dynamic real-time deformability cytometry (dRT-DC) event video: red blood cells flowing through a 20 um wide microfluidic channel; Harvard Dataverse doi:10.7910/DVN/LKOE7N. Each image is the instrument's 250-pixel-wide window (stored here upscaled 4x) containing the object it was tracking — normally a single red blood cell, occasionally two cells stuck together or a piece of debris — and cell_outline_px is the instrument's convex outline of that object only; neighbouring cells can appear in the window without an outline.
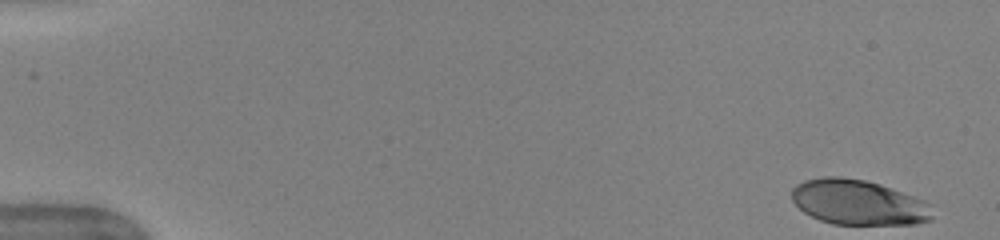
{"species": "human", "species_latin": "Homo sapiens", "temperature_condition": "warm", "stored_images_in_passage": 44, "camera_frame_rate_fps": 3000, "um_per_image_px": 0.085, "donor": {"sex": "female"}, "frame": {"image": 1, "passage_image": 1, "time_ms": 0.0, "image_size_px": [1000, 240], "cell_outline_px": [[932, 220], [916, 224], [832, 224], [820, 220], [804, 212], [792, 200], [792, 188], [796, 184], [804, 180], [824, 176], [840, 176], [864, 180], [880, 184], [924, 200], [928, 204], [932, 216]], "centroid_in_image_um": [72.93, 17.19], "position_along_channel_um": 12.1, "area_um2": 36.88}}
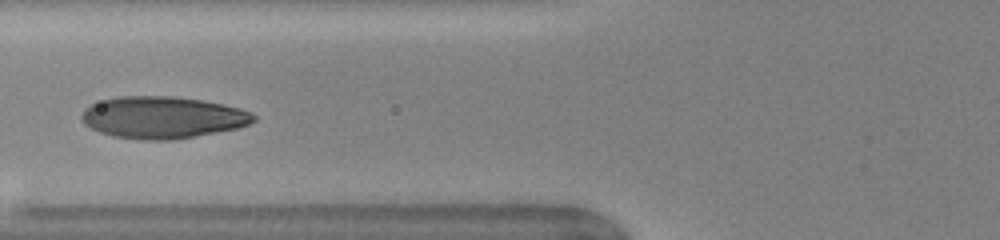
{"frame": {"image": 2, "passage_image": 20, "time_ms": 6.333, "image_size_px": [1000, 240], "cell_outline_px": [[256, 120], [248, 124], [236, 128], [172, 140], [140, 140], [112, 136], [100, 132], [84, 124], [80, 116], [92, 104], [116, 96], [172, 96], [204, 100], [224, 104], [240, 108], [252, 112], [256, 116]], "centroid_in_image_um": [13.84, 9.98], "position_along_channel_um": 112.0, "area_um2": 41.91}}
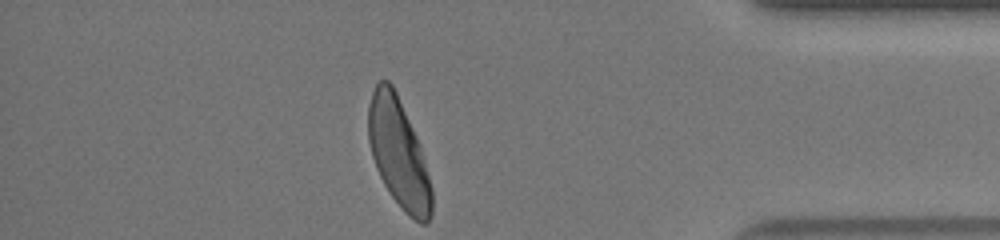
{"frame": {"image": 3, "passage_image": 44, "time_ms": 14.333, "image_size_px": [1000, 240], "cell_outline_px": [[432, 216], [428, 224], [420, 224], [408, 216], [404, 212], [392, 196], [384, 184], [376, 168], [372, 156], [368, 140], [368, 104], [372, 92], [376, 84], [380, 80], [388, 80], [392, 84], [396, 92], [416, 136], [424, 160], [432, 188]], "centroid_in_image_um": [33.87, 13.06], "position_along_channel_um": 401.3, "area_um2": 40.0}, "authors_computed_cell_mechanics": {"area_um2": 39.4196, "velocity_mm_per_s": 3.9657, "shape_relaxation_time_tau1_ms": 3.2477, "shape_relaxation_time_tau2_ms": null, "deformation_change_tau1": 0.1979, "deformation_change_tau2": null}}